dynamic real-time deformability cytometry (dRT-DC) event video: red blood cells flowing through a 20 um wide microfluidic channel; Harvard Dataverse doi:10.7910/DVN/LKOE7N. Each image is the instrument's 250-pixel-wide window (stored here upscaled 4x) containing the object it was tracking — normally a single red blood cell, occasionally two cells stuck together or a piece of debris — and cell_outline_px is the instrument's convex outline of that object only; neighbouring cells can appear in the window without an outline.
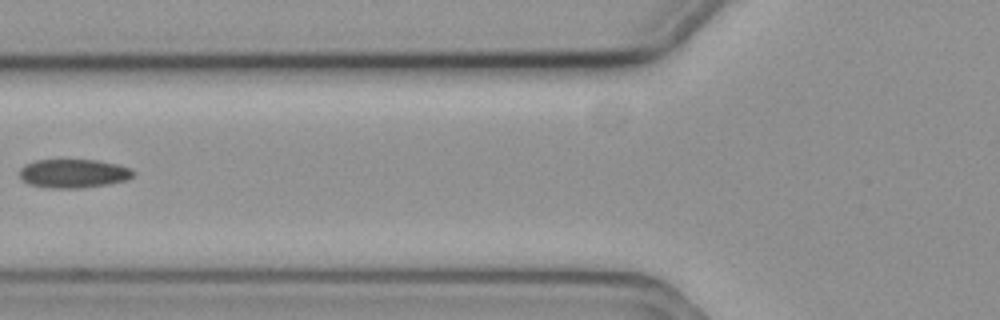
{"species": "common noctule bat (a hibernating species)", "species_latin": "Nyctalus noctula", "temperature_condition": "cold", "stored_images_in_passage": 5, "camera_frame_rate_fps": 3000, "um_per_image_px": 0.085, "animal": {"sex": "female", "body_mass_g": 19.3, "forearm_length_mm": 54.1}, "frame": {"image": 1, "passage_image": 4, "time_ms": 1.0, "image_size_px": [1000, 320], "cell_outline_px": [[136, 172], [128, 180], [108, 184], [80, 188], [52, 188], [28, 184], [20, 180], [20, 168], [24, 164], [36, 160], [100, 160], [132, 168]], "centroid_in_image_um": [6.25, 14.74], "position_along_channel_um": 119.6, "area_um2": 19.25}}